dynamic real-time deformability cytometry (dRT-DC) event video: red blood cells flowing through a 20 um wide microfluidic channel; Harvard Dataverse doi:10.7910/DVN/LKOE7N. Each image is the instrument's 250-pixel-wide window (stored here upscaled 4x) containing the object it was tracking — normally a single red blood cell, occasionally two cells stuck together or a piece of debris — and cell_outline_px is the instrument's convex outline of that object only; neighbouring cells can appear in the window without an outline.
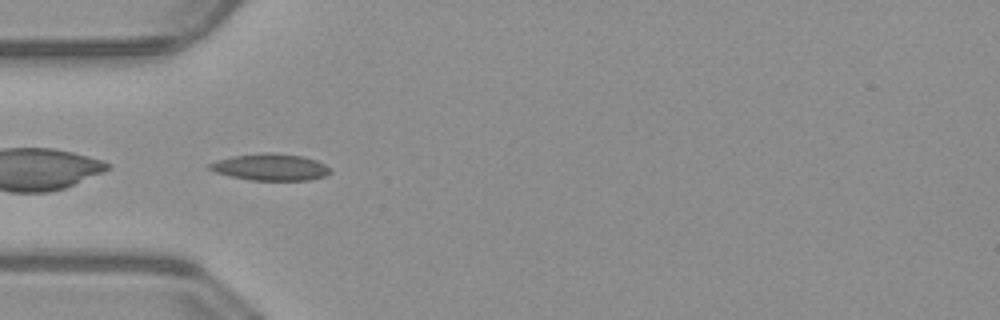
{"species": "common noctule bat (a hibernating species)", "species_latin": "Nyctalus noctula", "temperature_condition": "warm", "stored_images_in_passage": 36, "camera_frame_rate_fps": 3000, "um_per_image_px": 0.085, "animal": {"sex": "male", "body_mass_g": 23.1, "forearm_length_mm": 52.7}, "frame": {"image": 1, "passage_image": 1, "time_ms": 0.0, "image_size_px": [1000, 320], "cell_outline_px": [[332, 172], [324, 176], [308, 180], [252, 180], [232, 176], [216, 172], [208, 168], [208, 164], [216, 160], [232, 156], [264, 152], [272, 152], [304, 156], [316, 160], [332, 168]], "centroid_in_image_um": [23.02, 14.19], "position_along_channel_um": 62.0, "area_um2": 18.84}}
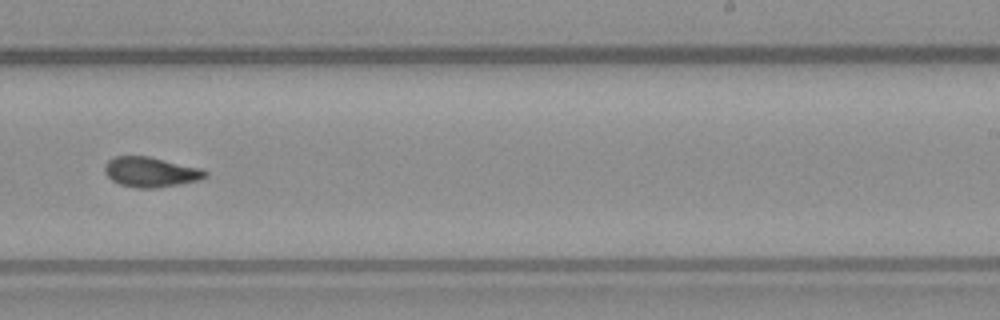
{"frame": {"image": 2, "passage_image": 17, "time_ms": 5.333, "image_size_px": [1000, 320], "cell_outline_px": [[208, 176], [200, 180], [180, 184], [156, 188], [136, 188], [120, 184], [112, 180], [104, 172], [104, 164], [108, 160], [116, 156], [148, 156], [200, 168], [208, 172]], "centroid_in_image_um": [12.81, 14.62], "position_along_channel_um": 276.2, "area_um2": 17.63}}
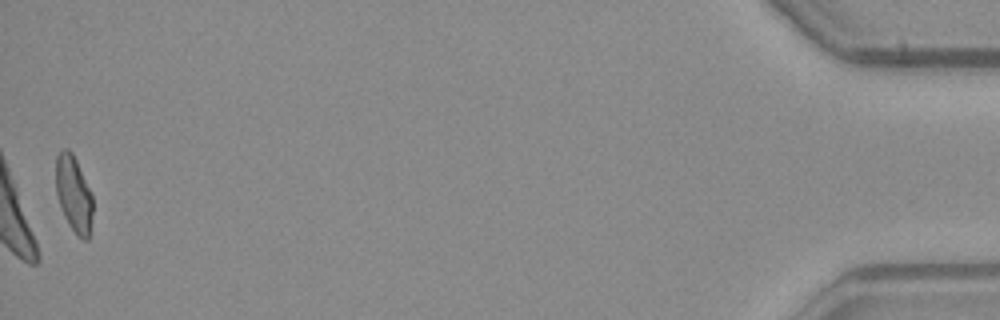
{"frame": {"image": 3, "passage_image": 36, "time_ms": 11.667, "image_size_px": [1000, 320], "cell_outline_px": [[92, 212], [88, 240], [84, 240], [68, 224], [60, 208], [56, 192], [56, 156], [64, 148], [68, 148], [72, 152], [76, 160], [92, 196]], "centroid_in_image_um": [6.24, 16.46], "position_along_channel_um": 429.0, "area_um2": 16.07}, "authors_computed_cell_mechanics": {"area_um2": 17.1088, "velocity_mm_per_s": 4.0251, "shape_relaxation_time_tau1_ms": null, "shape_relaxation_time_tau2_ms": 2.1106, "deformation_change_tau1": null, "deformation_change_tau2": 0.0855}}